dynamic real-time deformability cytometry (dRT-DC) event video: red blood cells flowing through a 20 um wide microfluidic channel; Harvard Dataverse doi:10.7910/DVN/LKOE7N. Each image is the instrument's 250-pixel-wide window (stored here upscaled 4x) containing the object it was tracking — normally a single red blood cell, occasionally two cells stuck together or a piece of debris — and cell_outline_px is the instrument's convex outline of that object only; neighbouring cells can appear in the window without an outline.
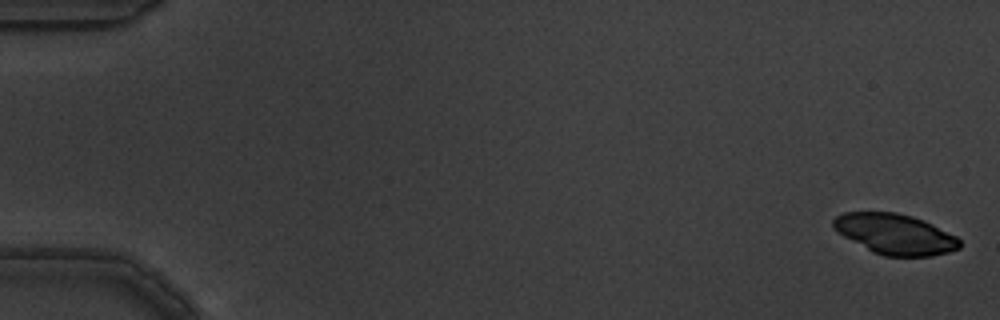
{"species": "common noctule bat (a hibernating species)", "species_latin": "Nyctalus noctula", "temperature_condition": "warm", "stored_images_in_passage": 7, "camera_frame_rate_fps": 3000, "um_per_image_px": 0.085, "animal": {"sex": "male", "body_mass_g": 19.5, "forearm_length_mm": 54.6}, "frame": {"image": 1, "passage_image": 1, "time_ms": 0.0, "image_size_px": [1000, 320], "cell_outline_px": [[960, 248], [948, 252], [932, 256], [884, 256], [872, 252], [836, 232], [832, 228], [832, 220], [836, 216], [844, 212], [896, 212], [912, 216], [924, 220], [956, 236], [960, 240]], "centroid_in_image_um": [76.05, 19.89], "position_along_channel_um": 9.0, "area_um2": 29.88}}